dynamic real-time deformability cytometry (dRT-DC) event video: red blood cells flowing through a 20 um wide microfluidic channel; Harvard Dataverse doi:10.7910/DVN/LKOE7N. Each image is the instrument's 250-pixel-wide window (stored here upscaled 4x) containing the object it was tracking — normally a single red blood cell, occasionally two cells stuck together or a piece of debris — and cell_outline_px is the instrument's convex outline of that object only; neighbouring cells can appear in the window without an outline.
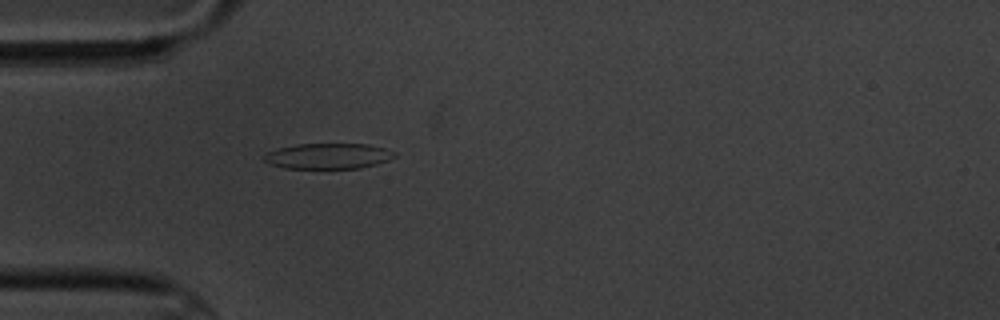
{"species": "common noctule bat (a hibernating species)", "species_latin": "Nyctalus noctula", "temperature_condition": "cold", "stored_images_in_passage": 4, "camera_frame_rate_fps": 3000, "um_per_image_px": 0.085, "animal": {"sex": "male", "body_mass_g": 20.1, "forearm_length_mm": 53.5}, "frame": {"image": 1, "passage_image": 4, "time_ms": 4.333, "image_size_px": [1000, 320], "cell_outline_px": [[396, 156], [388, 160], [376, 164], [360, 168], [284, 168], [268, 164], [264, 160], [264, 156], [268, 152], [276, 148], [296, 144], [368, 144], [384, 148], [396, 152]], "centroid_in_image_um": [27.88, 13.26], "position_along_channel_um": 57.1, "area_um2": 19.48}}